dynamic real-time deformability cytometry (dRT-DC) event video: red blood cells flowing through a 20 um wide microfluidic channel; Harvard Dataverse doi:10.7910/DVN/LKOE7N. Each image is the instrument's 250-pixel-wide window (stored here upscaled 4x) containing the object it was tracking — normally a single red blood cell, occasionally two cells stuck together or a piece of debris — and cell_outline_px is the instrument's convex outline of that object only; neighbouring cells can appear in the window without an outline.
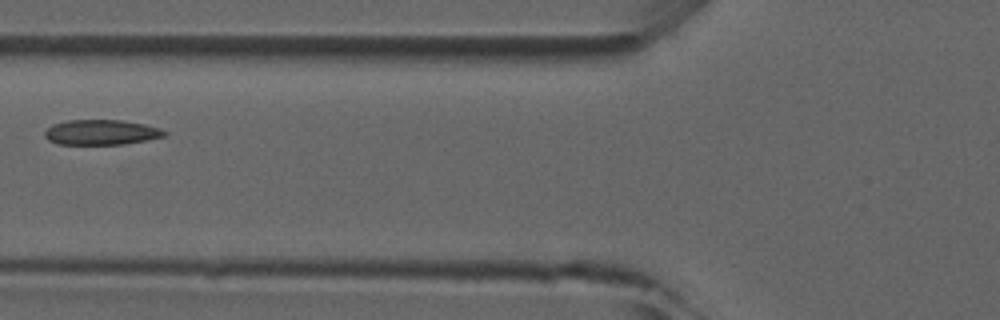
{"species": "common noctule bat (a hibernating species)", "species_latin": "Nyctalus noctula", "temperature_condition": "room temperature", "stored_images_in_passage": 6, "camera_frame_rate_fps": 3000, "um_per_image_px": 0.085, "animal": {"sex": "male", "forearm_length_mm": 52.5}, "frame": {"image": 1, "passage_image": 5, "time_ms": 4.667, "image_size_px": [1000, 320], "cell_outline_px": [[168, 132], [164, 136], [148, 140], [124, 144], [56, 144], [48, 140], [44, 136], [44, 132], [52, 124], [68, 120], [120, 120], [144, 124], [160, 128]], "centroid_in_image_um": [8.59, 11.25], "position_along_channel_um": 117.2, "area_um2": 17.57}}
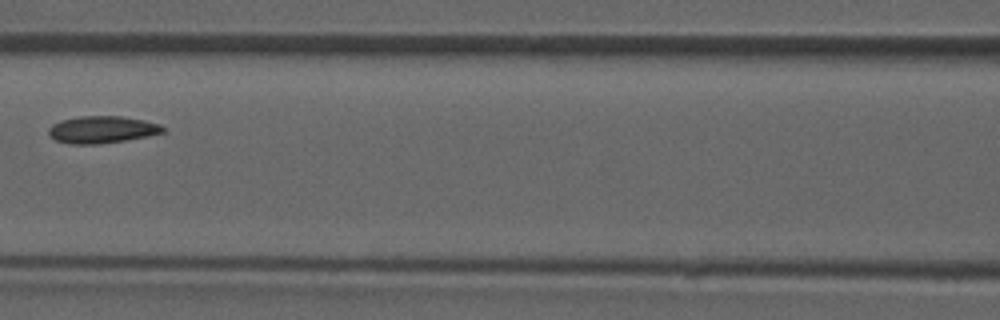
{"frame": {"image": 2, "passage_image": 6, "time_ms": 5.667, "image_size_px": [1000, 320], "cell_outline_px": [[164, 132], [148, 136], [124, 140], [96, 144], [68, 144], [56, 140], [48, 136], [48, 128], [52, 124], [60, 120], [80, 116], [120, 116], [144, 120], [160, 124], [164, 128]], "centroid_in_image_um": [8.63, 11.01], "position_along_channel_um": 158.0, "area_um2": 18.09}}